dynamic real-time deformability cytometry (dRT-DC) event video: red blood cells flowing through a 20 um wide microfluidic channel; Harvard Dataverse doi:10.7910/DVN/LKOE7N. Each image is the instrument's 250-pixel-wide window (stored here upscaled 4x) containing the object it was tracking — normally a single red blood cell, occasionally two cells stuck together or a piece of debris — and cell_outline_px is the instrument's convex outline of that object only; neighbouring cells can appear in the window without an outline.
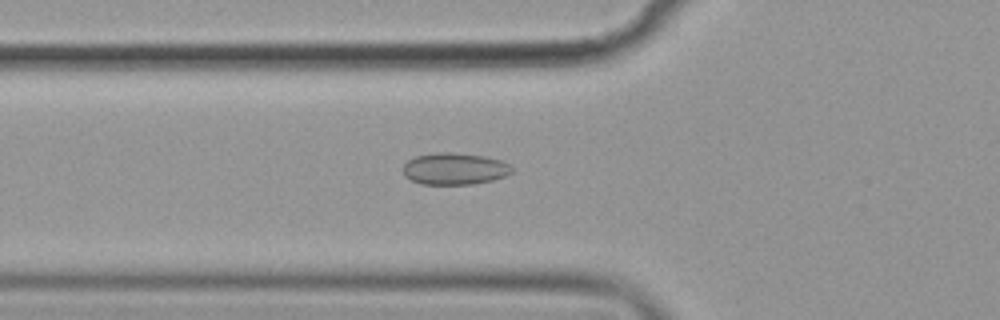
{"species": "common noctule bat (a hibernating species)", "species_latin": "Nyctalus noctula", "temperature_condition": "cold", "stored_images_in_passage": 45, "camera_frame_rate_fps": 3000, "um_per_image_px": 0.085, "animal": {"sex": "female", "body_mass_g": 19.9}, "frame": {"image": 1, "passage_image": 12, "time_ms": 3.667, "image_size_px": [1000, 320], "cell_outline_px": [[512, 172], [504, 176], [492, 180], [472, 184], [420, 184], [404, 176], [404, 164], [408, 160], [416, 156], [436, 152], [452, 152], [484, 156], [500, 160], [508, 164], [512, 168]], "centroid_in_image_um": [38.62, 14.34], "position_along_channel_um": 87.2, "area_um2": 20.06}}
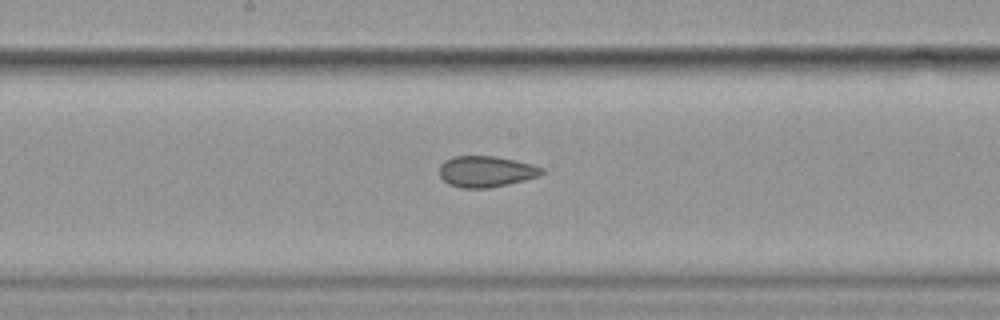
{"frame": {"image": 2, "passage_image": 22, "time_ms": 7.0, "image_size_px": [1000, 320], "cell_outline_px": [[544, 172], [540, 176], [508, 184], [488, 188], [460, 188], [448, 184], [440, 176], [440, 164], [444, 160], [452, 156], [496, 156], [532, 164], [544, 168]], "centroid_in_image_um": [41.31, 14.57], "position_along_channel_um": 206.9, "area_um2": 18.67}}
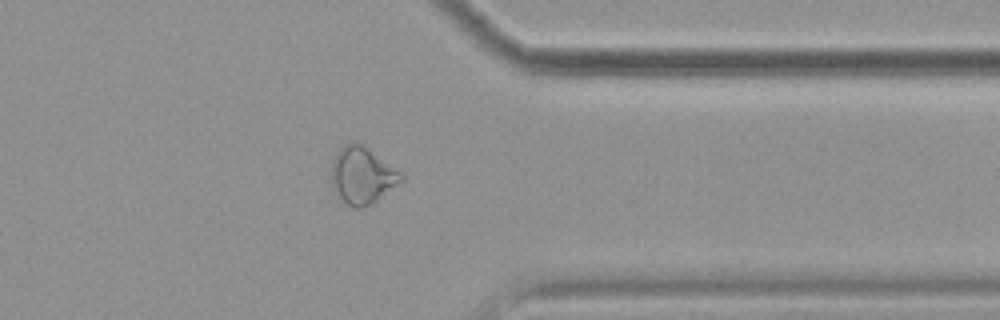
{"frame": {"image": 3, "passage_image": 37, "time_ms": 12.0, "image_size_px": [1000, 320], "cell_outline_px": [[404, 180], [372, 204], [364, 208], [356, 208], [348, 204], [340, 196], [332, 180], [332, 160], [336, 152], [344, 144], [360, 144], [400, 172], [404, 176]], "centroid_in_image_um": [30.81, 14.94], "position_along_channel_um": 380.6, "area_um2": 22.25}, "authors_computed_cell_mechanics": {"area_um2": 20.0566, "velocity_mm_per_s": 3.5779, "shape_relaxation_time_tau1_ms": null, "shape_relaxation_time_tau2_ms": 2.4421, "deformation_change_tau1": null, "deformation_change_tau2": 0.0854}}